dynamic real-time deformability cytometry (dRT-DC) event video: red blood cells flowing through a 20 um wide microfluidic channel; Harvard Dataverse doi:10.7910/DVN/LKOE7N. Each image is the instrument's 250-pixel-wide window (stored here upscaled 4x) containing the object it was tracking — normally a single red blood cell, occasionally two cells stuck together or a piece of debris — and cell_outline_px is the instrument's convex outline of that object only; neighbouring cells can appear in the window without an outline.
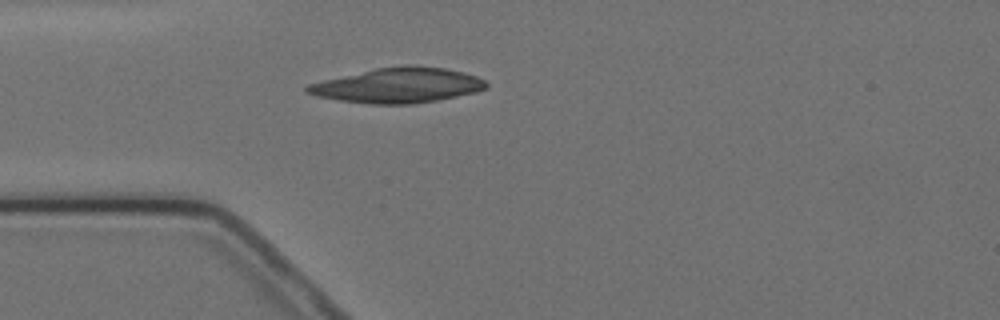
{"species": "Egyptian fruit bat (a non-hibernating species)", "species_latin": "Rousettus aegyptiacus", "temperature_condition": "cold", "stored_images_in_passage": 1, "camera_frame_rate_fps": 3000, "um_per_image_px": 0.085, "animal": {"sex": "female"}, "frame": {"image": 1, "passage_image": 1, "time_ms": 0.0, "image_size_px": [1000, 320], "cell_outline_px": [[488, 88], [476, 92], [436, 100], [412, 104], [372, 104], [340, 100], [316, 96], [304, 92], [304, 88], [308, 84], [324, 80], [376, 68], [404, 64], [412, 64], [444, 68], [464, 72], [476, 76], [484, 80], [488, 84]], "centroid_in_image_um": [33.84, 7.24], "position_along_channel_um": 51.2, "area_um2": 36.53}}